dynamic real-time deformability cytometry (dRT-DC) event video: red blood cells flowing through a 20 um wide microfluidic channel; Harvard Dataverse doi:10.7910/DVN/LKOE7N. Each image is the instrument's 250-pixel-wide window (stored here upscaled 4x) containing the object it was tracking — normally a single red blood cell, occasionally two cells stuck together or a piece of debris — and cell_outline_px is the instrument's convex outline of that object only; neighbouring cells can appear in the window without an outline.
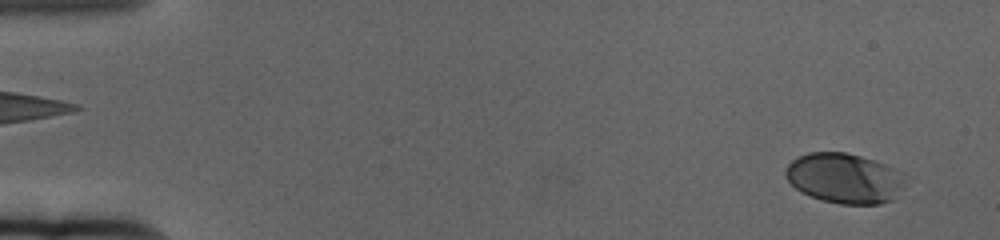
{"species": "human", "species_latin": "Homo sapiens", "temperature_condition": "cold", "stored_images_in_passage": 59, "camera_frame_rate_fps": 3000, "um_per_image_px": 0.085, "donor": {"sex": "female"}, "frame": {"image": 1, "passage_image": 1, "time_ms": 0.0, "image_size_px": [1000, 240], "cell_outline_px": [[912, 176], [904, 188], [892, 200], [880, 204], [840, 204], [824, 200], [812, 196], [796, 188], [784, 176], [784, 168], [792, 160], [808, 152], [844, 152], [876, 160], [904, 172]], "centroid_in_image_um": [71.88, 15.14], "position_along_channel_um": 13.1, "area_um2": 35.55}}
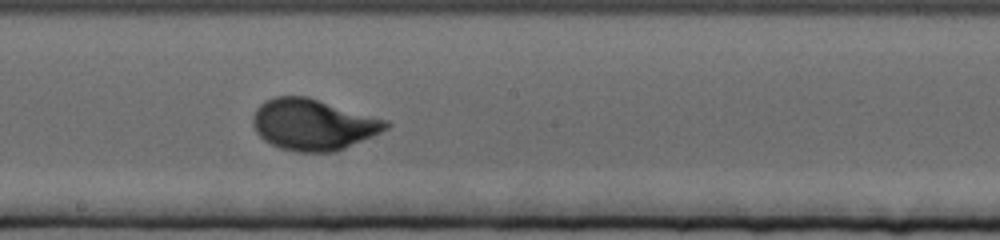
{"frame": {"image": 2, "passage_image": 32, "time_ms": 10.333, "image_size_px": [1000, 240], "cell_outline_px": [[392, 124], [388, 128], [372, 136], [336, 152], [296, 152], [280, 148], [264, 140], [256, 132], [252, 124], [252, 116], [256, 108], [264, 100], [276, 96], [308, 96], [388, 120]], "centroid_in_image_um": [26.61, 10.58], "position_along_channel_um": 221.6, "area_um2": 39.94}}
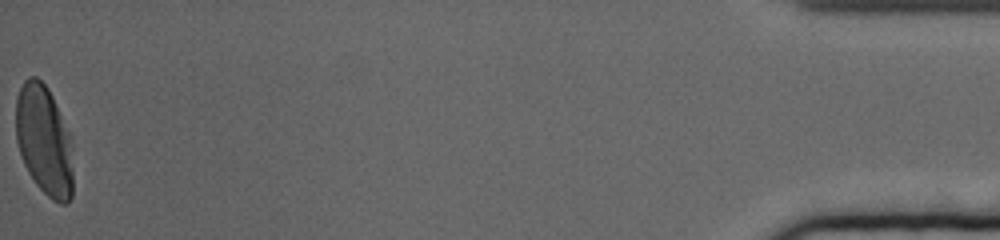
{"frame": {"image": 3, "passage_image": 59, "time_ms": 19.333, "image_size_px": [1000, 240], "cell_outline_px": [[72, 196], [68, 204], [60, 204], [52, 200], [36, 184], [28, 172], [24, 164], [16, 140], [16, 100], [20, 88], [24, 80], [28, 76], [36, 76], [48, 88], [72, 136]], "centroid_in_image_um": [3.77, 11.94], "position_along_channel_um": 431.4, "area_um2": 37.05}, "authors_computed_cell_mechanics": {"area_um2": 36.5296, "velocity_mm_per_s": 3.3337, "shape_relaxation_time_tau1_ms": 2.8636, "shape_relaxation_time_tau2_ms": null, "deformation_change_tau1": 0.1657, "deformation_change_tau2": null}}